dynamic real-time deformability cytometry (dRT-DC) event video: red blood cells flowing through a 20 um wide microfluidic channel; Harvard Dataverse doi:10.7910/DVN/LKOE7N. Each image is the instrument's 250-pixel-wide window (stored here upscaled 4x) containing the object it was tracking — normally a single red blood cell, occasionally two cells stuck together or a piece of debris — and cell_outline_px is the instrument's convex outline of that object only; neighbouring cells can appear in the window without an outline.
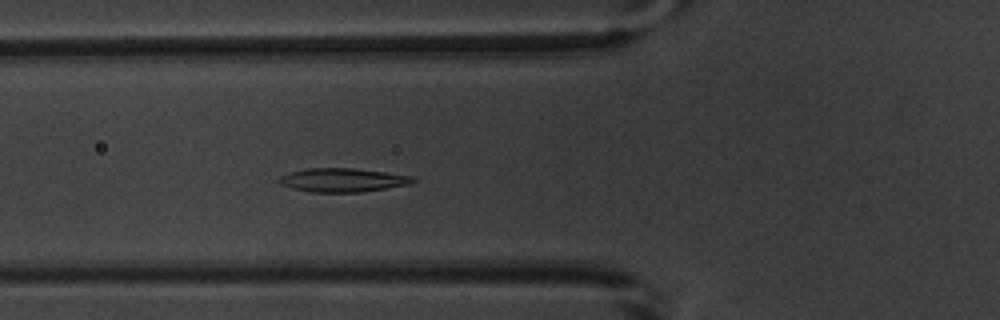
{"species": "common noctule bat (a hibernating species)", "species_latin": "Nyctalus noctula", "temperature_condition": "warm", "stored_images_in_passage": 6, "camera_frame_rate_fps": 3000, "um_per_image_px": 0.085, "animal": {"sex": "male", "body_mass_g": 20.1, "forearm_length_mm": 53.5}, "frame": {"image": 1, "passage_image": 6, "time_ms": 5.667, "image_size_px": [1000, 320], "cell_outline_px": [[416, 180], [412, 184], [360, 192], [312, 192], [292, 188], [280, 184], [276, 180], [280, 176], [292, 172], [308, 168], [356, 168], [416, 176]], "centroid_in_image_um": [29.17, 15.3], "position_along_channel_um": 96.6, "area_um2": 18.61}}